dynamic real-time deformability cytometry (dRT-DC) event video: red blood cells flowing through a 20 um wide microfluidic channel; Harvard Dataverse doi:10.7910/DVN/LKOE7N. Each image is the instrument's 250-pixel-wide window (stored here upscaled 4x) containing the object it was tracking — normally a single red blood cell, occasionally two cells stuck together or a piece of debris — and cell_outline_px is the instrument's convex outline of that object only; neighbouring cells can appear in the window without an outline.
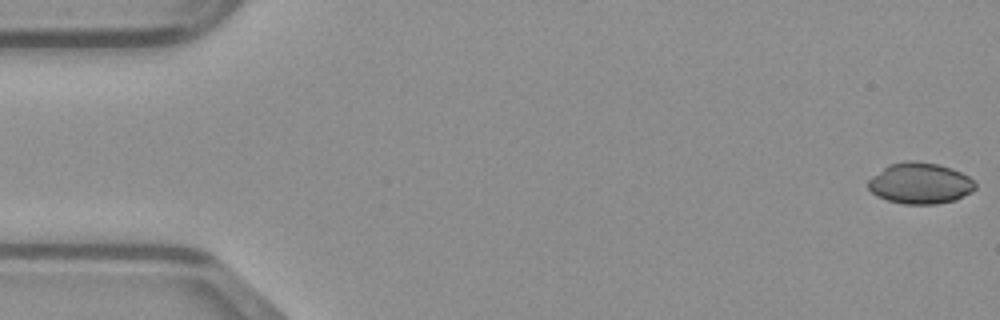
{"species": "common noctule bat (a hibernating species)", "species_latin": "Nyctalus noctula", "temperature_condition": "warm", "stored_images_in_passage": 10, "camera_frame_rate_fps": 3000, "um_per_image_px": 0.085, "animal": {"sex": "male", "body_mass_g": 23.1, "forearm_length_mm": 52.7}, "frame": {"image": 1, "passage_image": 1, "time_ms": 0.0, "image_size_px": [1000, 320], "cell_outline_px": [[976, 188], [972, 192], [956, 200], [936, 204], [904, 204], [888, 200], [876, 196], [868, 188], [868, 180], [872, 176], [888, 164], [904, 160], [912, 160], [940, 164], [952, 168], [968, 176], [976, 184]], "centroid_in_image_um": [78.2, 15.57], "position_along_channel_um": 6.8, "area_um2": 25.89}}